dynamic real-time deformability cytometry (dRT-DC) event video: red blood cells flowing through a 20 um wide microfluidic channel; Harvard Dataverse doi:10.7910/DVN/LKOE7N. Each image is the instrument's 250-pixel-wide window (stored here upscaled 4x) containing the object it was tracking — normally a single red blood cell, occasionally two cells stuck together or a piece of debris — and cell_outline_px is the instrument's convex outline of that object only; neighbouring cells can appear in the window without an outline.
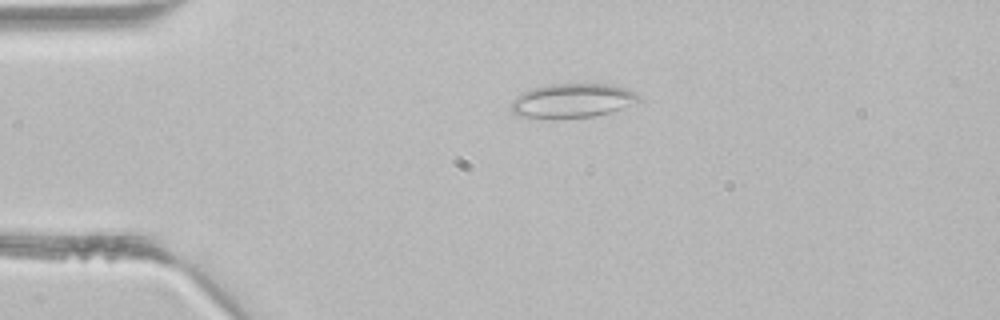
{"species": "common noctule bat (a hibernating species)", "species_latin": "Nyctalus noctula", "temperature_condition": "room temperature", "stored_images_in_passage": 2, "camera_frame_rate_fps": 3000, "um_per_image_px": 0.085, "animal": {"sex": "male", "body_mass_g": 21.5, "forearm_length_mm": 52.0}, "frame": {"image": 1, "passage_image": 1, "time_ms": 0.0, "image_size_px": [1000, 320], "cell_outline_px": [[636, 100], [620, 108], [608, 112], [592, 116], [552, 120], [520, 116], [512, 112], [512, 100], [516, 96], [532, 88], [552, 84], [608, 84], [624, 88], [632, 92], [636, 96]], "centroid_in_image_um": [48.51, 8.58], "position_along_channel_um": 36.5, "area_um2": 24.97}}